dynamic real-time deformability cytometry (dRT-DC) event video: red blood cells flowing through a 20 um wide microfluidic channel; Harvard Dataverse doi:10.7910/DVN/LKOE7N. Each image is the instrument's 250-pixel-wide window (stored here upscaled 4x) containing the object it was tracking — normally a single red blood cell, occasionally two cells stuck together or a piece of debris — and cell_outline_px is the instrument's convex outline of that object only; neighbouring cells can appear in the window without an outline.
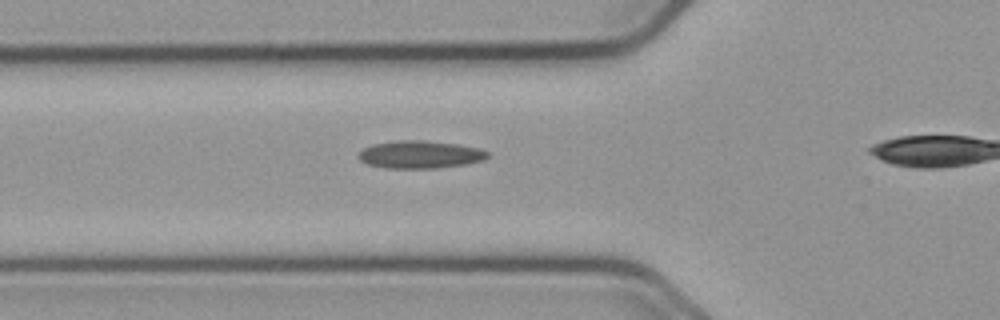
{"species": "common noctule bat (a hibernating species)", "species_latin": "Nyctalus noctula", "temperature_condition": "cold", "stored_images_in_passage": 17, "camera_frame_rate_fps": 3000, "um_per_image_px": 0.085, "animal": {"sex": "male", "body_mass_g": 23.1, "forearm_length_mm": 52.7}, "frame": {"image": 1, "passage_image": 2, "time_ms": 0.333, "image_size_px": [1000, 320], "cell_outline_px": [[488, 156], [484, 160], [464, 164], [436, 168], [384, 168], [368, 164], [360, 160], [360, 152], [364, 148], [372, 144], [400, 140], [420, 140], [456, 144], [480, 148], [488, 152]], "centroid_in_image_um": [35.71, 13.13], "position_along_channel_um": 90.1, "area_um2": 20.58}}
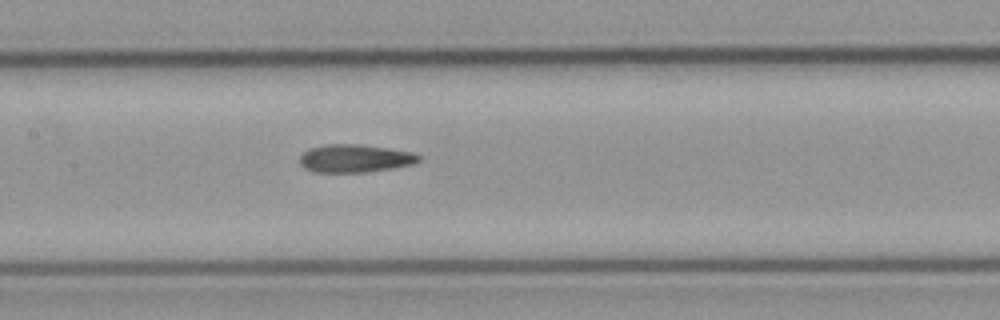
{"frame": {"image": 2, "passage_image": 9, "time_ms": 2.667, "image_size_px": [1000, 320], "cell_outline_px": [[420, 160], [416, 164], [368, 172], [312, 172], [304, 168], [300, 164], [300, 156], [308, 148], [324, 144], [356, 144], [412, 152], [420, 156]], "centroid_in_image_um": [30.14, 13.47], "position_along_channel_um": 177.3, "area_um2": 19.42}}
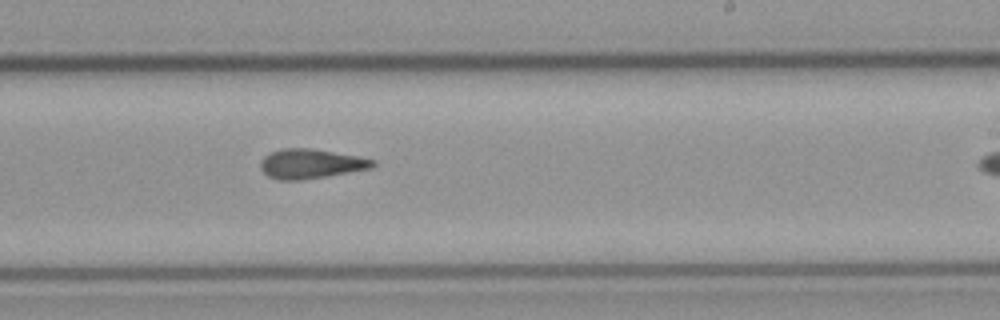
{"frame": {"image": 3, "passage_image": 16, "time_ms": 5.0, "image_size_px": [1000, 320], "cell_outline_px": [[376, 164], [372, 168], [328, 176], [300, 180], [280, 180], [268, 176], [260, 168], [260, 160], [264, 156], [272, 152], [284, 148], [312, 148], [356, 156], [376, 160]], "centroid_in_image_um": [26.42, 13.92], "position_along_channel_um": 262.6, "area_um2": 19.31}}